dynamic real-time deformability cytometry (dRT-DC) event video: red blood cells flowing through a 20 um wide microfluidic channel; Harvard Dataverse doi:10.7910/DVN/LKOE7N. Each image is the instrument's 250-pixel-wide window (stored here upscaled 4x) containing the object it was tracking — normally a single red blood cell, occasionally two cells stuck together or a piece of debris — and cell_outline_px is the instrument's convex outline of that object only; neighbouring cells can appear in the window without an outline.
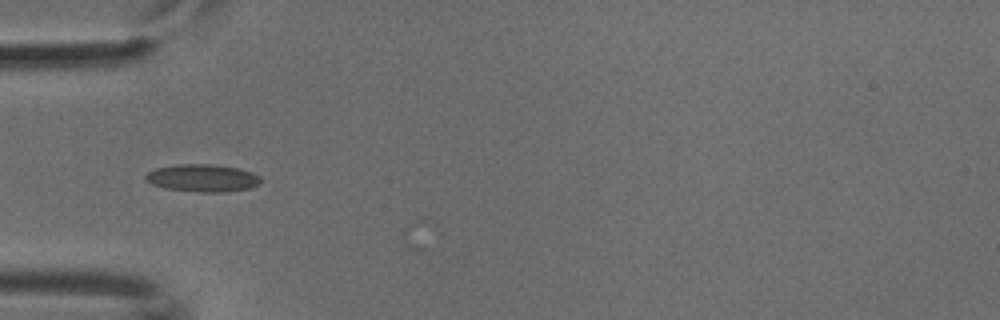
{"species": "common noctule bat (a hibernating species)", "species_latin": "Nyctalus noctula", "temperature_condition": "cold", "stored_images_in_passage": 30, "camera_frame_rate_fps": 3000, "um_per_image_px": 0.085, "animal": {"sex": "male", "body_mass_g": 18.8}, "frame": {"image": 1, "passage_image": 1, "time_ms": 0.0, "image_size_px": [1000, 320], "cell_outline_px": [[260, 184], [252, 188], [224, 192], [200, 192], [164, 188], [152, 184], [144, 180], [144, 176], [148, 172], [156, 168], [176, 164], [216, 164], [236, 168], [252, 172], [260, 176]], "centroid_in_image_um": [17.21, 15.13], "position_along_channel_um": 67.8, "area_um2": 18.61}}
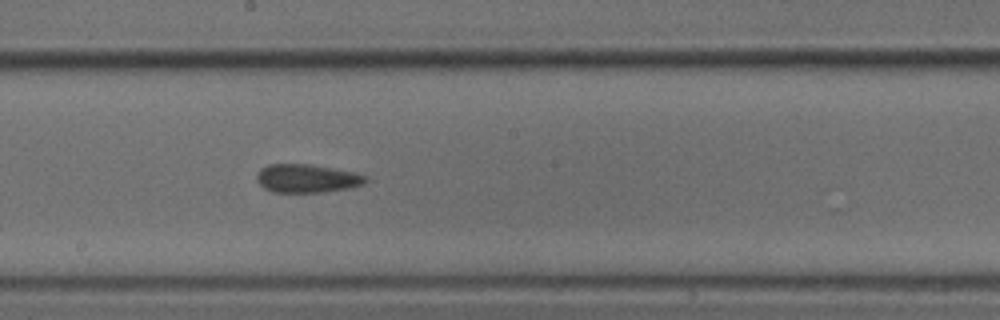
{"frame": {"image": 2, "passage_image": 13, "time_ms": 4.0, "image_size_px": [1000, 320], "cell_outline_px": [[368, 180], [364, 184], [348, 188], [320, 192], [272, 192], [264, 188], [256, 180], [256, 176], [260, 168], [268, 164], [308, 164], [332, 168], [352, 172], [364, 176]], "centroid_in_image_um": [26.03, 15.16], "position_along_channel_um": 222.2, "area_um2": 17.86}}
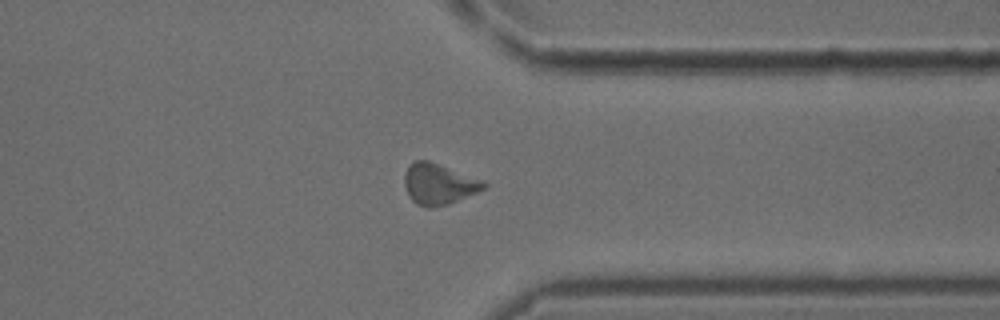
{"frame": {"image": 3, "passage_image": 25, "time_ms": 8.0, "image_size_px": [1000, 320], "cell_outline_px": [[488, 188], [448, 204], [432, 208], [424, 208], [416, 204], [408, 196], [404, 184], [404, 176], [408, 164], [416, 160], [428, 160], [484, 180], [488, 184]], "centroid_in_image_um": [37.3, 15.65], "position_along_channel_um": 374.1, "area_um2": 19.25}}